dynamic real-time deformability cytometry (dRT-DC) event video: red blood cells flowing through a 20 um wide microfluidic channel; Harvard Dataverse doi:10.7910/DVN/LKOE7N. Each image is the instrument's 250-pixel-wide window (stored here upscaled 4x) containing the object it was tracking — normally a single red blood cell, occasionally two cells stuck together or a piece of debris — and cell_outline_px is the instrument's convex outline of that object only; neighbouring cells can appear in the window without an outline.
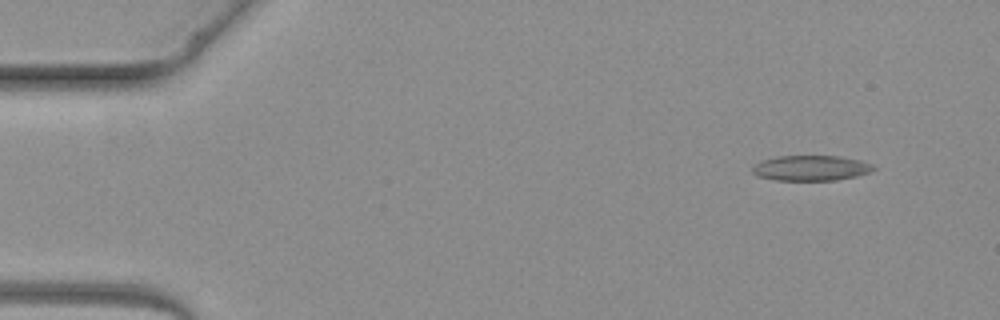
{"species": "common noctule bat (a hibernating species)", "species_latin": "Nyctalus noctula", "temperature_condition": "warm", "stored_images_in_passage": 5, "camera_frame_rate_fps": 3000, "um_per_image_px": 0.085, "animal": {"sex": "female", "body_mass_g": 19.3, "forearm_length_mm": 54.1}, "frame": {"image": 1, "passage_image": 5, "time_ms": 5.0, "image_size_px": [1000, 320], "cell_outline_px": [[876, 168], [868, 172], [856, 176], [836, 180], [776, 180], [756, 176], [752, 172], [752, 168], [756, 164], [764, 160], [776, 156], [836, 156], [860, 160], [872, 164]], "centroid_in_image_um": [68.91, 14.28], "position_along_channel_um": 16.1, "area_um2": 17.69}}